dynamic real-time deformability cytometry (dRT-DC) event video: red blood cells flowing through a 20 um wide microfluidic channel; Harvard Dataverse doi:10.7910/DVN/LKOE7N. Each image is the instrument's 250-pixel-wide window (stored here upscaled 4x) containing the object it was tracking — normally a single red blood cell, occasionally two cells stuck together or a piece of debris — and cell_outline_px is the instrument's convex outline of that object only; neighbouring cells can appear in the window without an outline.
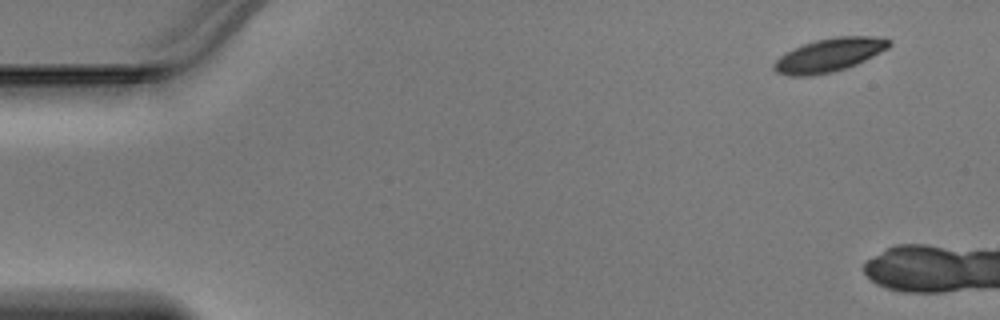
{"species": "Egyptian fruit bat (a non-hibernating species)", "species_latin": "Rousettus aegyptiacus", "temperature_condition": "warm", "stored_images_in_passage": 5, "camera_frame_rate_fps": 3000, "um_per_image_px": 0.085, "animal": {"sex": "male"}, "frame": {"image": 1, "passage_image": 1, "time_ms": 0.0, "image_size_px": [1000, 320], "cell_outline_px": [[892, 44], [888, 48], [856, 64], [832, 72], [812, 76], [788, 76], [776, 72], [772, 68], [772, 64], [780, 56], [804, 44], [816, 40], [836, 36], [884, 36], [892, 40]], "centroid_in_image_um": [70.51, 4.67], "position_along_channel_um": 14.5, "area_um2": 22.43}}